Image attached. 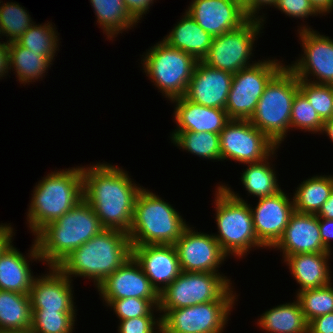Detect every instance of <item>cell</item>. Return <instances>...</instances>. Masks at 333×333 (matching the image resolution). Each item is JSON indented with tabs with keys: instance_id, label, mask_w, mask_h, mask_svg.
I'll return each mask as SVG.
<instances>
[{
	"instance_id": "e575fe53",
	"label": "cell",
	"mask_w": 333,
	"mask_h": 333,
	"mask_svg": "<svg viewBox=\"0 0 333 333\" xmlns=\"http://www.w3.org/2000/svg\"><path fill=\"white\" fill-rule=\"evenodd\" d=\"M0 4V33L6 36V43L17 41L34 23L24 6L19 3L6 2ZM33 21V22H32Z\"/></svg>"
},
{
	"instance_id": "e0dca14e",
	"label": "cell",
	"mask_w": 333,
	"mask_h": 333,
	"mask_svg": "<svg viewBox=\"0 0 333 333\" xmlns=\"http://www.w3.org/2000/svg\"><path fill=\"white\" fill-rule=\"evenodd\" d=\"M256 204L255 208L250 206L255 234L266 248L272 249L295 211L293 198L281 190L275 195L259 198Z\"/></svg>"
},
{
	"instance_id": "3957f363",
	"label": "cell",
	"mask_w": 333,
	"mask_h": 333,
	"mask_svg": "<svg viewBox=\"0 0 333 333\" xmlns=\"http://www.w3.org/2000/svg\"><path fill=\"white\" fill-rule=\"evenodd\" d=\"M104 229L91 205L82 199L60 218L41 228L34 240L41 261L48 266H57Z\"/></svg>"
},
{
	"instance_id": "8992f818",
	"label": "cell",
	"mask_w": 333,
	"mask_h": 333,
	"mask_svg": "<svg viewBox=\"0 0 333 333\" xmlns=\"http://www.w3.org/2000/svg\"><path fill=\"white\" fill-rule=\"evenodd\" d=\"M215 192V221L219 234L213 236L222 251L240 259L252 247L266 249L255 234L250 204L226 184H219Z\"/></svg>"
},
{
	"instance_id": "ffe728a7",
	"label": "cell",
	"mask_w": 333,
	"mask_h": 333,
	"mask_svg": "<svg viewBox=\"0 0 333 333\" xmlns=\"http://www.w3.org/2000/svg\"><path fill=\"white\" fill-rule=\"evenodd\" d=\"M132 257L159 294L182 272L174 245L132 246Z\"/></svg>"
},
{
	"instance_id": "ba28073f",
	"label": "cell",
	"mask_w": 333,
	"mask_h": 333,
	"mask_svg": "<svg viewBox=\"0 0 333 333\" xmlns=\"http://www.w3.org/2000/svg\"><path fill=\"white\" fill-rule=\"evenodd\" d=\"M144 54L142 70L159 92L168 100L183 97L198 60L163 40L151 46Z\"/></svg>"
},
{
	"instance_id": "681fc988",
	"label": "cell",
	"mask_w": 333,
	"mask_h": 333,
	"mask_svg": "<svg viewBox=\"0 0 333 333\" xmlns=\"http://www.w3.org/2000/svg\"><path fill=\"white\" fill-rule=\"evenodd\" d=\"M316 215L319 218L333 220V192Z\"/></svg>"
},
{
	"instance_id": "836d02e7",
	"label": "cell",
	"mask_w": 333,
	"mask_h": 333,
	"mask_svg": "<svg viewBox=\"0 0 333 333\" xmlns=\"http://www.w3.org/2000/svg\"><path fill=\"white\" fill-rule=\"evenodd\" d=\"M53 27L50 22L44 25L33 23L17 42L29 51L41 52L51 61H54L53 58L59 45V34H57L56 28Z\"/></svg>"
},
{
	"instance_id": "603a6c76",
	"label": "cell",
	"mask_w": 333,
	"mask_h": 333,
	"mask_svg": "<svg viewBox=\"0 0 333 333\" xmlns=\"http://www.w3.org/2000/svg\"><path fill=\"white\" fill-rule=\"evenodd\" d=\"M175 104L173 132H211L220 134L230 121L225 109L210 108L188 100L185 96L170 100Z\"/></svg>"
},
{
	"instance_id": "277c9868",
	"label": "cell",
	"mask_w": 333,
	"mask_h": 333,
	"mask_svg": "<svg viewBox=\"0 0 333 333\" xmlns=\"http://www.w3.org/2000/svg\"><path fill=\"white\" fill-rule=\"evenodd\" d=\"M31 195L26 215L29 230L35 235L83 199L82 166L51 171L35 185Z\"/></svg>"
},
{
	"instance_id": "d6986e66",
	"label": "cell",
	"mask_w": 333,
	"mask_h": 333,
	"mask_svg": "<svg viewBox=\"0 0 333 333\" xmlns=\"http://www.w3.org/2000/svg\"><path fill=\"white\" fill-rule=\"evenodd\" d=\"M72 281L56 266H49L48 274L33 280L29 294L32 311L76 312Z\"/></svg>"
},
{
	"instance_id": "52a82bcc",
	"label": "cell",
	"mask_w": 333,
	"mask_h": 333,
	"mask_svg": "<svg viewBox=\"0 0 333 333\" xmlns=\"http://www.w3.org/2000/svg\"><path fill=\"white\" fill-rule=\"evenodd\" d=\"M298 91L299 79L285 65L266 85L249 119L278 146L290 131L292 103Z\"/></svg>"
},
{
	"instance_id": "7402d4cb",
	"label": "cell",
	"mask_w": 333,
	"mask_h": 333,
	"mask_svg": "<svg viewBox=\"0 0 333 333\" xmlns=\"http://www.w3.org/2000/svg\"><path fill=\"white\" fill-rule=\"evenodd\" d=\"M272 248L280 250L283 258L294 254L331 253L323 245L319 217L296 211L291 214L282 237Z\"/></svg>"
},
{
	"instance_id": "bcb514c9",
	"label": "cell",
	"mask_w": 333,
	"mask_h": 333,
	"mask_svg": "<svg viewBox=\"0 0 333 333\" xmlns=\"http://www.w3.org/2000/svg\"><path fill=\"white\" fill-rule=\"evenodd\" d=\"M319 230L324 247L331 252V240H333V220L319 218Z\"/></svg>"
},
{
	"instance_id": "f907efd6",
	"label": "cell",
	"mask_w": 333,
	"mask_h": 333,
	"mask_svg": "<svg viewBox=\"0 0 333 333\" xmlns=\"http://www.w3.org/2000/svg\"><path fill=\"white\" fill-rule=\"evenodd\" d=\"M314 8L323 16L332 12L333 0H309ZM326 13V14H325Z\"/></svg>"
},
{
	"instance_id": "6da1fadb",
	"label": "cell",
	"mask_w": 333,
	"mask_h": 333,
	"mask_svg": "<svg viewBox=\"0 0 333 333\" xmlns=\"http://www.w3.org/2000/svg\"><path fill=\"white\" fill-rule=\"evenodd\" d=\"M83 199L91 205L105 229L128 233L134 204L142 187L122 167L109 163L82 166Z\"/></svg>"
},
{
	"instance_id": "ee69618b",
	"label": "cell",
	"mask_w": 333,
	"mask_h": 333,
	"mask_svg": "<svg viewBox=\"0 0 333 333\" xmlns=\"http://www.w3.org/2000/svg\"><path fill=\"white\" fill-rule=\"evenodd\" d=\"M153 2L154 0H124L126 8L137 22L141 20L142 15H146Z\"/></svg>"
},
{
	"instance_id": "5b68a950",
	"label": "cell",
	"mask_w": 333,
	"mask_h": 333,
	"mask_svg": "<svg viewBox=\"0 0 333 333\" xmlns=\"http://www.w3.org/2000/svg\"><path fill=\"white\" fill-rule=\"evenodd\" d=\"M188 225L171 204L143 187L135 200L128 236L131 246L174 245Z\"/></svg>"
},
{
	"instance_id": "4316f807",
	"label": "cell",
	"mask_w": 333,
	"mask_h": 333,
	"mask_svg": "<svg viewBox=\"0 0 333 333\" xmlns=\"http://www.w3.org/2000/svg\"><path fill=\"white\" fill-rule=\"evenodd\" d=\"M295 300L265 311L256 324L269 333H308V323Z\"/></svg>"
},
{
	"instance_id": "1f68e13d",
	"label": "cell",
	"mask_w": 333,
	"mask_h": 333,
	"mask_svg": "<svg viewBox=\"0 0 333 333\" xmlns=\"http://www.w3.org/2000/svg\"><path fill=\"white\" fill-rule=\"evenodd\" d=\"M276 152L277 150L262 161L249 163L247 168L241 173L242 185L249 195L251 194L259 199L275 195L282 190L277 182L275 169L269 162V158L270 160L271 157L274 158L272 155L276 154Z\"/></svg>"
},
{
	"instance_id": "4dcf8cb0",
	"label": "cell",
	"mask_w": 333,
	"mask_h": 333,
	"mask_svg": "<svg viewBox=\"0 0 333 333\" xmlns=\"http://www.w3.org/2000/svg\"><path fill=\"white\" fill-rule=\"evenodd\" d=\"M97 23L109 40L137 25L125 6L124 0H90Z\"/></svg>"
},
{
	"instance_id": "7dc6e473",
	"label": "cell",
	"mask_w": 333,
	"mask_h": 333,
	"mask_svg": "<svg viewBox=\"0 0 333 333\" xmlns=\"http://www.w3.org/2000/svg\"><path fill=\"white\" fill-rule=\"evenodd\" d=\"M13 231L14 228L10 224H0V254L12 243L15 235Z\"/></svg>"
},
{
	"instance_id": "11a10c76",
	"label": "cell",
	"mask_w": 333,
	"mask_h": 333,
	"mask_svg": "<svg viewBox=\"0 0 333 333\" xmlns=\"http://www.w3.org/2000/svg\"><path fill=\"white\" fill-rule=\"evenodd\" d=\"M158 333H165L162 329H160L159 331H158Z\"/></svg>"
},
{
	"instance_id": "ab89813d",
	"label": "cell",
	"mask_w": 333,
	"mask_h": 333,
	"mask_svg": "<svg viewBox=\"0 0 333 333\" xmlns=\"http://www.w3.org/2000/svg\"><path fill=\"white\" fill-rule=\"evenodd\" d=\"M103 302L113 309L120 321L147 316L155 308L149 300L140 298L103 300Z\"/></svg>"
},
{
	"instance_id": "cb8c5ba5",
	"label": "cell",
	"mask_w": 333,
	"mask_h": 333,
	"mask_svg": "<svg viewBox=\"0 0 333 333\" xmlns=\"http://www.w3.org/2000/svg\"><path fill=\"white\" fill-rule=\"evenodd\" d=\"M33 243L26 256L18 251L13 243L0 254V290L30 294L36 276H33V271L29 267L30 261L27 259L41 261L35 240Z\"/></svg>"
},
{
	"instance_id": "d6a6232c",
	"label": "cell",
	"mask_w": 333,
	"mask_h": 333,
	"mask_svg": "<svg viewBox=\"0 0 333 333\" xmlns=\"http://www.w3.org/2000/svg\"><path fill=\"white\" fill-rule=\"evenodd\" d=\"M170 138L177 148L203 159L221 161L219 134L211 132H172Z\"/></svg>"
},
{
	"instance_id": "30bf717a",
	"label": "cell",
	"mask_w": 333,
	"mask_h": 333,
	"mask_svg": "<svg viewBox=\"0 0 333 333\" xmlns=\"http://www.w3.org/2000/svg\"><path fill=\"white\" fill-rule=\"evenodd\" d=\"M285 65L277 59L259 60L233 74L225 110L230 120H249L266 85Z\"/></svg>"
},
{
	"instance_id": "44dd1931",
	"label": "cell",
	"mask_w": 333,
	"mask_h": 333,
	"mask_svg": "<svg viewBox=\"0 0 333 333\" xmlns=\"http://www.w3.org/2000/svg\"><path fill=\"white\" fill-rule=\"evenodd\" d=\"M232 78V73L198 61L184 96L202 106L225 109Z\"/></svg>"
},
{
	"instance_id": "db71d44e",
	"label": "cell",
	"mask_w": 333,
	"mask_h": 333,
	"mask_svg": "<svg viewBox=\"0 0 333 333\" xmlns=\"http://www.w3.org/2000/svg\"><path fill=\"white\" fill-rule=\"evenodd\" d=\"M238 1L239 3H241L242 5H244L248 0H236Z\"/></svg>"
},
{
	"instance_id": "60d3db41",
	"label": "cell",
	"mask_w": 333,
	"mask_h": 333,
	"mask_svg": "<svg viewBox=\"0 0 333 333\" xmlns=\"http://www.w3.org/2000/svg\"><path fill=\"white\" fill-rule=\"evenodd\" d=\"M155 309L159 311L158 307H155L147 316L120 321L118 333H158L161 329V317L155 319L153 314Z\"/></svg>"
},
{
	"instance_id": "4fadbf2b",
	"label": "cell",
	"mask_w": 333,
	"mask_h": 333,
	"mask_svg": "<svg viewBox=\"0 0 333 333\" xmlns=\"http://www.w3.org/2000/svg\"><path fill=\"white\" fill-rule=\"evenodd\" d=\"M221 161L234 160L243 164L268 158L279 148L249 120H230L219 134Z\"/></svg>"
},
{
	"instance_id": "b9f144b4",
	"label": "cell",
	"mask_w": 333,
	"mask_h": 333,
	"mask_svg": "<svg viewBox=\"0 0 333 333\" xmlns=\"http://www.w3.org/2000/svg\"><path fill=\"white\" fill-rule=\"evenodd\" d=\"M274 7L285 15L298 19L320 15L309 0H277Z\"/></svg>"
},
{
	"instance_id": "74e56055",
	"label": "cell",
	"mask_w": 333,
	"mask_h": 333,
	"mask_svg": "<svg viewBox=\"0 0 333 333\" xmlns=\"http://www.w3.org/2000/svg\"><path fill=\"white\" fill-rule=\"evenodd\" d=\"M323 121L310 105L306 96L299 90L292 103L290 129L297 128L304 132L321 133Z\"/></svg>"
},
{
	"instance_id": "f546056e",
	"label": "cell",
	"mask_w": 333,
	"mask_h": 333,
	"mask_svg": "<svg viewBox=\"0 0 333 333\" xmlns=\"http://www.w3.org/2000/svg\"><path fill=\"white\" fill-rule=\"evenodd\" d=\"M296 189L293 195L294 210L317 214L333 192V175H314L303 180Z\"/></svg>"
},
{
	"instance_id": "d590c367",
	"label": "cell",
	"mask_w": 333,
	"mask_h": 333,
	"mask_svg": "<svg viewBox=\"0 0 333 333\" xmlns=\"http://www.w3.org/2000/svg\"><path fill=\"white\" fill-rule=\"evenodd\" d=\"M296 294L307 323L316 317L333 312L332 283L321 288L306 289Z\"/></svg>"
},
{
	"instance_id": "f1b7e54d",
	"label": "cell",
	"mask_w": 333,
	"mask_h": 333,
	"mask_svg": "<svg viewBox=\"0 0 333 333\" xmlns=\"http://www.w3.org/2000/svg\"><path fill=\"white\" fill-rule=\"evenodd\" d=\"M31 323L30 295L0 290V330L29 332Z\"/></svg>"
},
{
	"instance_id": "9c48e42d",
	"label": "cell",
	"mask_w": 333,
	"mask_h": 333,
	"mask_svg": "<svg viewBox=\"0 0 333 333\" xmlns=\"http://www.w3.org/2000/svg\"><path fill=\"white\" fill-rule=\"evenodd\" d=\"M223 275V276H222ZM231 280L224 274L181 272L159 294V311H169L211 301H235Z\"/></svg>"
},
{
	"instance_id": "d4e9b609",
	"label": "cell",
	"mask_w": 333,
	"mask_h": 333,
	"mask_svg": "<svg viewBox=\"0 0 333 333\" xmlns=\"http://www.w3.org/2000/svg\"><path fill=\"white\" fill-rule=\"evenodd\" d=\"M332 253H306L285 256L283 262L289 266L293 278L300 285L297 293L306 289L321 288L331 284L328 260Z\"/></svg>"
},
{
	"instance_id": "5bb4252c",
	"label": "cell",
	"mask_w": 333,
	"mask_h": 333,
	"mask_svg": "<svg viewBox=\"0 0 333 333\" xmlns=\"http://www.w3.org/2000/svg\"><path fill=\"white\" fill-rule=\"evenodd\" d=\"M297 31L304 53L294 64L286 66L299 80L333 85V39L319 34L308 25L300 26Z\"/></svg>"
},
{
	"instance_id": "f5cc1de1",
	"label": "cell",
	"mask_w": 333,
	"mask_h": 333,
	"mask_svg": "<svg viewBox=\"0 0 333 333\" xmlns=\"http://www.w3.org/2000/svg\"><path fill=\"white\" fill-rule=\"evenodd\" d=\"M0 333H27L26 331H8V330H0Z\"/></svg>"
},
{
	"instance_id": "c3c4849f",
	"label": "cell",
	"mask_w": 333,
	"mask_h": 333,
	"mask_svg": "<svg viewBox=\"0 0 333 333\" xmlns=\"http://www.w3.org/2000/svg\"><path fill=\"white\" fill-rule=\"evenodd\" d=\"M8 43L0 42V79L9 73Z\"/></svg>"
},
{
	"instance_id": "8d00e7d4",
	"label": "cell",
	"mask_w": 333,
	"mask_h": 333,
	"mask_svg": "<svg viewBox=\"0 0 333 333\" xmlns=\"http://www.w3.org/2000/svg\"><path fill=\"white\" fill-rule=\"evenodd\" d=\"M76 312L32 311L30 333H72Z\"/></svg>"
},
{
	"instance_id": "484cf974",
	"label": "cell",
	"mask_w": 333,
	"mask_h": 333,
	"mask_svg": "<svg viewBox=\"0 0 333 333\" xmlns=\"http://www.w3.org/2000/svg\"><path fill=\"white\" fill-rule=\"evenodd\" d=\"M183 14L169 34L164 36L163 41L202 61L208 54L213 37L203 30L186 11Z\"/></svg>"
},
{
	"instance_id": "816d5d0a",
	"label": "cell",
	"mask_w": 333,
	"mask_h": 333,
	"mask_svg": "<svg viewBox=\"0 0 333 333\" xmlns=\"http://www.w3.org/2000/svg\"><path fill=\"white\" fill-rule=\"evenodd\" d=\"M322 133H325L327 134V136H329L331 142H333V118L325 121L323 123V128H322V131H321V134Z\"/></svg>"
},
{
	"instance_id": "7a4b0ae2",
	"label": "cell",
	"mask_w": 333,
	"mask_h": 333,
	"mask_svg": "<svg viewBox=\"0 0 333 333\" xmlns=\"http://www.w3.org/2000/svg\"><path fill=\"white\" fill-rule=\"evenodd\" d=\"M131 257L128 233L104 229L71 252L56 267L69 279L73 276L88 278L97 287Z\"/></svg>"
},
{
	"instance_id": "2e32d148",
	"label": "cell",
	"mask_w": 333,
	"mask_h": 333,
	"mask_svg": "<svg viewBox=\"0 0 333 333\" xmlns=\"http://www.w3.org/2000/svg\"><path fill=\"white\" fill-rule=\"evenodd\" d=\"M102 300L140 298L159 306V293L133 257L97 286Z\"/></svg>"
},
{
	"instance_id": "8fae6325",
	"label": "cell",
	"mask_w": 333,
	"mask_h": 333,
	"mask_svg": "<svg viewBox=\"0 0 333 333\" xmlns=\"http://www.w3.org/2000/svg\"><path fill=\"white\" fill-rule=\"evenodd\" d=\"M262 25L264 24L260 18H250L241 27L213 37L208 54L202 62L209 67L232 74L255 65L257 62L250 63L249 59L253 57V44L264 28Z\"/></svg>"
},
{
	"instance_id": "7c38bea8",
	"label": "cell",
	"mask_w": 333,
	"mask_h": 333,
	"mask_svg": "<svg viewBox=\"0 0 333 333\" xmlns=\"http://www.w3.org/2000/svg\"><path fill=\"white\" fill-rule=\"evenodd\" d=\"M235 301H211L159 311L165 333H222Z\"/></svg>"
},
{
	"instance_id": "7bdbcfd3",
	"label": "cell",
	"mask_w": 333,
	"mask_h": 333,
	"mask_svg": "<svg viewBox=\"0 0 333 333\" xmlns=\"http://www.w3.org/2000/svg\"><path fill=\"white\" fill-rule=\"evenodd\" d=\"M308 333H333V312L312 319L308 323Z\"/></svg>"
},
{
	"instance_id": "ac0fdd59",
	"label": "cell",
	"mask_w": 333,
	"mask_h": 333,
	"mask_svg": "<svg viewBox=\"0 0 333 333\" xmlns=\"http://www.w3.org/2000/svg\"><path fill=\"white\" fill-rule=\"evenodd\" d=\"M186 12L212 37L235 30L250 19L236 0H192Z\"/></svg>"
},
{
	"instance_id": "f35d334b",
	"label": "cell",
	"mask_w": 333,
	"mask_h": 333,
	"mask_svg": "<svg viewBox=\"0 0 333 333\" xmlns=\"http://www.w3.org/2000/svg\"><path fill=\"white\" fill-rule=\"evenodd\" d=\"M299 90L306 96L323 122L332 118L333 85L299 80Z\"/></svg>"
},
{
	"instance_id": "9a60e30c",
	"label": "cell",
	"mask_w": 333,
	"mask_h": 333,
	"mask_svg": "<svg viewBox=\"0 0 333 333\" xmlns=\"http://www.w3.org/2000/svg\"><path fill=\"white\" fill-rule=\"evenodd\" d=\"M174 246L183 272L220 274L218 269L228 257L213 234L197 232L189 225Z\"/></svg>"
},
{
	"instance_id": "83f0119b",
	"label": "cell",
	"mask_w": 333,
	"mask_h": 333,
	"mask_svg": "<svg viewBox=\"0 0 333 333\" xmlns=\"http://www.w3.org/2000/svg\"><path fill=\"white\" fill-rule=\"evenodd\" d=\"M8 58L9 70L15 71L18 81L24 85L42 79L52 64L41 52L29 51L17 41L8 44Z\"/></svg>"
},
{
	"instance_id": "f6af8a7d",
	"label": "cell",
	"mask_w": 333,
	"mask_h": 333,
	"mask_svg": "<svg viewBox=\"0 0 333 333\" xmlns=\"http://www.w3.org/2000/svg\"><path fill=\"white\" fill-rule=\"evenodd\" d=\"M277 0H248L244 5V11L250 18H260L262 22H264L266 19L264 15H259V11L263 9L262 7H265L269 5L274 6L276 4Z\"/></svg>"
}]
</instances>
